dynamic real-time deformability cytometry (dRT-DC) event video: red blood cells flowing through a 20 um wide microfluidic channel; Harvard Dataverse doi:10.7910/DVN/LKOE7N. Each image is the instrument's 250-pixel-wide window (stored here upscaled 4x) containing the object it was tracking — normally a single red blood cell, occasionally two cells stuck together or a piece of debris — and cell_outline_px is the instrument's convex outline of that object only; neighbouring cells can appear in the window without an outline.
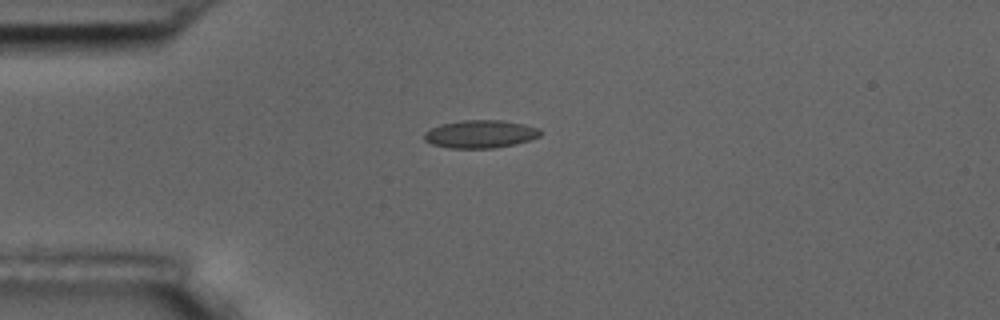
{"species": "common noctule bat (a hibernating species)", "species_latin": "Nyctalus noctula", "temperature_condition": "room temperature", "stored_images_in_passage": 11, "camera_frame_rate_fps": 3000, "um_per_image_px": 0.085, "animal": {"sex": "male", "body_mass_g": 17.5, "forearm_length_mm": 52.3}, "frame": {"image": 1, "passage_image": 4, "time_ms": 4.333, "image_size_px": [1000, 320], "cell_outline_px": [[540, 136], [516, 144], [496, 148], [448, 148], [432, 144], [424, 140], [424, 132], [440, 124], [460, 120], [500, 120], [524, 124], [540, 128]], "centroid_in_image_um": [40.81, 11.39], "position_along_channel_um": 44.2, "area_um2": 18.96}}
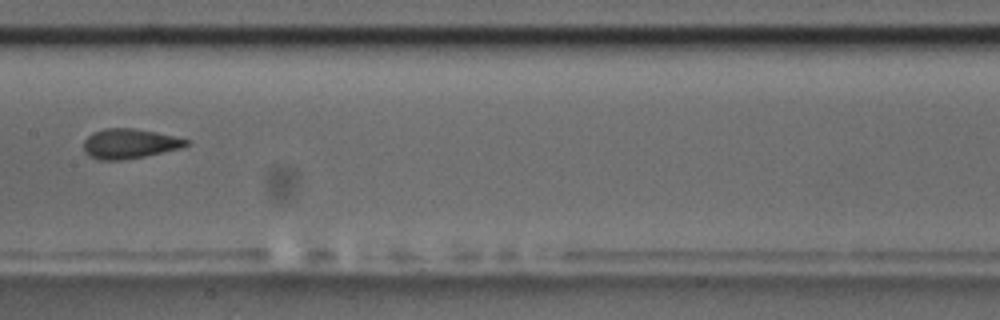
{"frame": {"image": 2, "passage_image": 8, "time_ms": 9.0, "image_size_px": [1000, 320], "cell_outline_px": [[188, 144], [180, 148], [144, 156], [124, 160], [100, 160], [88, 156], [84, 152], [84, 140], [92, 132], [104, 128], [132, 128], [156, 132], [188, 140]], "centroid_in_image_um": [10.94, 12.21], "position_along_channel_um": 196.5, "area_um2": 17.69}}
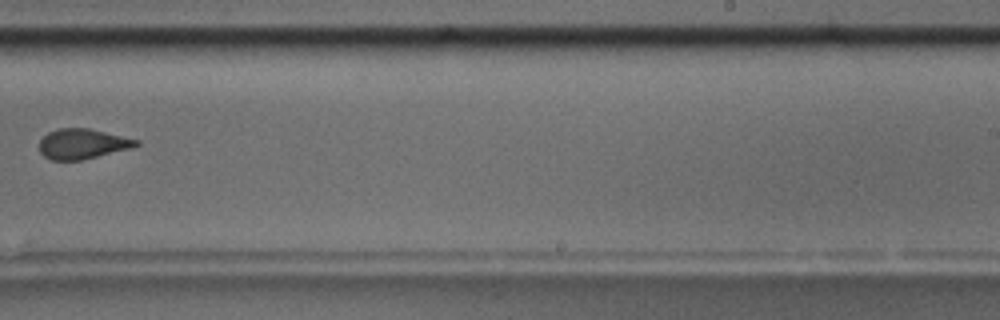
{"frame": {"image": 3, "passage_image": 10, "time_ms": 11.333, "image_size_px": [1000, 320], "cell_outline_px": [[140, 144], [128, 148], [80, 160], [52, 160], [44, 156], [40, 152], [40, 140], [48, 132], [60, 128], [88, 128], [140, 140]], "centroid_in_image_um": [6.98, 12.22], "position_along_channel_um": 282.0, "area_um2": 16.65}}